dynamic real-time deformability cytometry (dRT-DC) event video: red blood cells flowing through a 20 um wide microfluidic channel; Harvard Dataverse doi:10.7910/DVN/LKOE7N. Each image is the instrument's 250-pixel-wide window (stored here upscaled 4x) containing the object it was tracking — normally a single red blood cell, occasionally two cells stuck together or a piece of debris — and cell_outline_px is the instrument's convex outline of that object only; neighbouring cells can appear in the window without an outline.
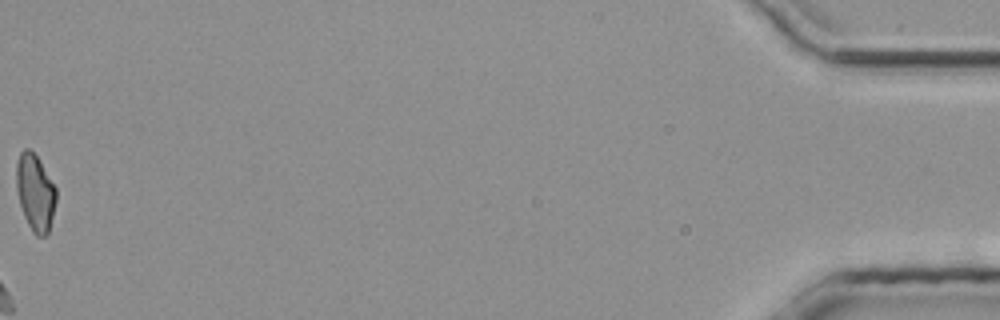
{"species": "common noctule bat (a hibernating species)", "species_latin": "Nyctalus noctula", "temperature_condition": "room temperature", "stored_images_in_passage": 26, "camera_frame_rate_fps": 3000, "um_per_image_px": 0.085, "animal": {"sex": "male", "body_mass_g": 20.4}, "frame": {"image": 1, "passage_image": 26, "time_ms": 8.333, "image_size_px": [1000, 320], "cell_outline_px": [[56, 200], [48, 232], [44, 236], [36, 236], [32, 232], [24, 216], [20, 204], [16, 188], [16, 164], [20, 152], [24, 148], [28, 148], [40, 160], [56, 188]], "centroid_in_image_um": [2.98, 16.35], "position_along_channel_um": 432.2, "area_um2": 17.69}}